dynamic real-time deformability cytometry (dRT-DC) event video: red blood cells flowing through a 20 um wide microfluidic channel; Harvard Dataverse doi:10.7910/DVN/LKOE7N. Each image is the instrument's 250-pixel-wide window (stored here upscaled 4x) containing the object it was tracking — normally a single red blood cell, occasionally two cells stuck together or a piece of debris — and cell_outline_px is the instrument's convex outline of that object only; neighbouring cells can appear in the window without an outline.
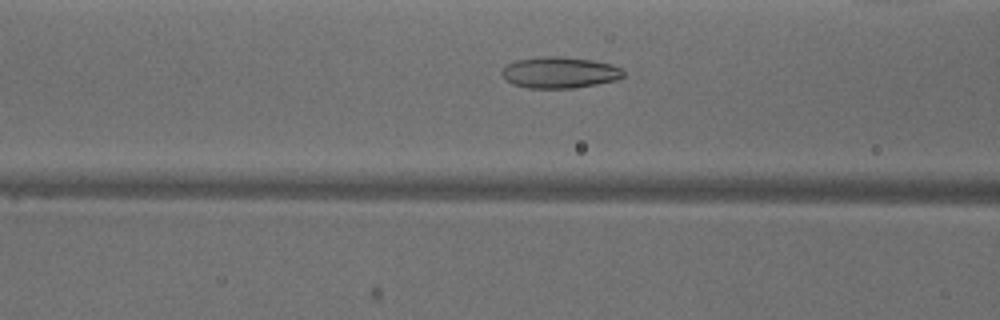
{"species": "common noctule bat (a hibernating species)", "species_latin": "Nyctalus noctula", "temperature_condition": "warm", "stored_images_in_passage": 27, "camera_frame_rate_fps": 3000, "um_per_image_px": 0.085, "animal": {"sex": "male", "body_mass_g": 18.8}, "frame": {"image": 1, "passage_image": 7, "time_ms": 2.0, "image_size_px": [1000, 320], "cell_outline_px": [[624, 76], [616, 80], [596, 84], [572, 88], [528, 88], [512, 84], [500, 72], [508, 64], [516, 60], [540, 56], [560, 56], [592, 60], [612, 64], [620, 68], [624, 72]], "centroid_in_image_um": [47.57, 6.16], "position_along_channel_um": 119.0, "area_um2": 22.08}}
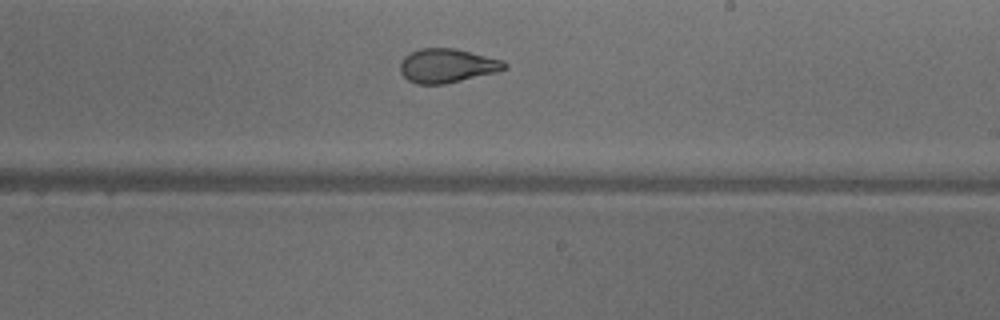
{"frame": {"image": 2, "passage_image": 17, "time_ms": 5.333, "image_size_px": [1000, 320], "cell_outline_px": [[508, 68], [496, 72], [444, 84], [416, 84], [408, 80], [400, 72], [400, 60], [404, 56], [420, 48], [456, 48], [504, 60], [508, 64]], "centroid_in_image_um": [38.01, 5.57], "position_along_channel_um": 251.0, "area_um2": 20.81}}
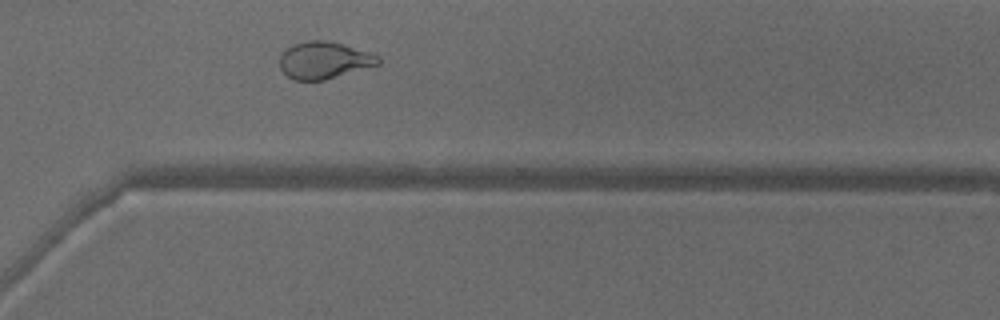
{"frame": {"image": 3, "passage_image": 24, "time_ms": 7.667, "image_size_px": [1000, 320], "cell_outline_px": [[380, 64], [324, 80], [296, 80], [288, 76], [280, 68], [280, 52], [292, 44], [308, 40], [324, 40], [344, 44], [380, 56]], "centroid_in_image_um": [27.53, 5.1], "position_along_channel_um": 343.1, "area_um2": 21.27}, "authors_computed_cell_mechanics": {"area_um2": 20.808, "velocity_mm_per_s": 3.9534, "shape_relaxation_time_tau1_ms": 9.4336, "shape_relaxation_time_tau2_ms": 1.3126, "deformation_change_tau1": 0.2638, "deformation_change_tau2": 0.0822}}